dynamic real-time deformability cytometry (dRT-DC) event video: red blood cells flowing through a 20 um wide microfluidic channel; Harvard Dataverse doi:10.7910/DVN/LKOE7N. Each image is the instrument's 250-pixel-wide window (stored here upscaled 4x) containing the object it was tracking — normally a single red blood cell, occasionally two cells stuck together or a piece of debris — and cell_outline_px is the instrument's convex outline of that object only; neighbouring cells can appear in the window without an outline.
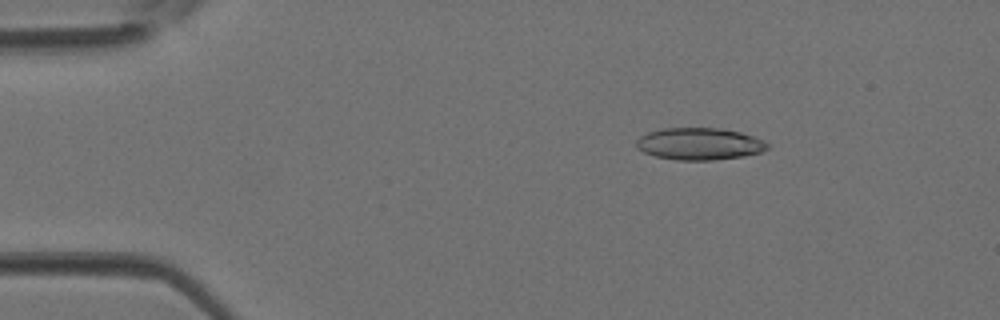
{"species": "Egyptian fruit bat (a non-hibernating species)", "species_latin": "Rousettus aegyptiacus", "temperature_condition": "room temperature", "stored_images_in_passage": 4, "camera_frame_rate_fps": 3000, "um_per_image_px": 0.085, "animal": {"sex": "female"}, "frame": {"image": 1, "passage_image": 2, "time_ms": 0.333, "image_size_px": [1000, 320], "cell_outline_px": [[768, 148], [760, 152], [744, 156], [712, 160], [676, 160], [656, 156], [644, 152], [636, 148], [636, 140], [640, 136], [648, 132], [664, 128], [720, 128], [740, 132], [764, 140], [768, 144]], "centroid_in_image_um": [59.43, 12.23], "position_along_channel_um": 25.6, "area_um2": 24.45}}
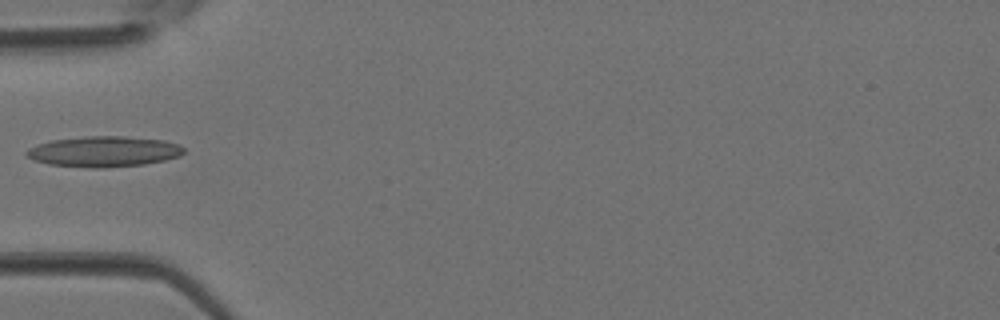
{"frame": {"image": 2, "passage_image": 4, "time_ms": 1.0, "image_size_px": [1000, 320], "cell_outline_px": [[184, 152], [180, 156], [164, 160], [144, 164], [104, 168], [92, 168], [48, 164], [36, 160], [28, 156], [24, 152], [28, 148], [36, 144], [52, 140], [84, 136], [124, 136], [164, 140], [180, 144], [184, 148]], "centroid_in_image_um": [8.84, 12.87], "position_along_channel_um": 76.2, "area_um2": 28.15}}